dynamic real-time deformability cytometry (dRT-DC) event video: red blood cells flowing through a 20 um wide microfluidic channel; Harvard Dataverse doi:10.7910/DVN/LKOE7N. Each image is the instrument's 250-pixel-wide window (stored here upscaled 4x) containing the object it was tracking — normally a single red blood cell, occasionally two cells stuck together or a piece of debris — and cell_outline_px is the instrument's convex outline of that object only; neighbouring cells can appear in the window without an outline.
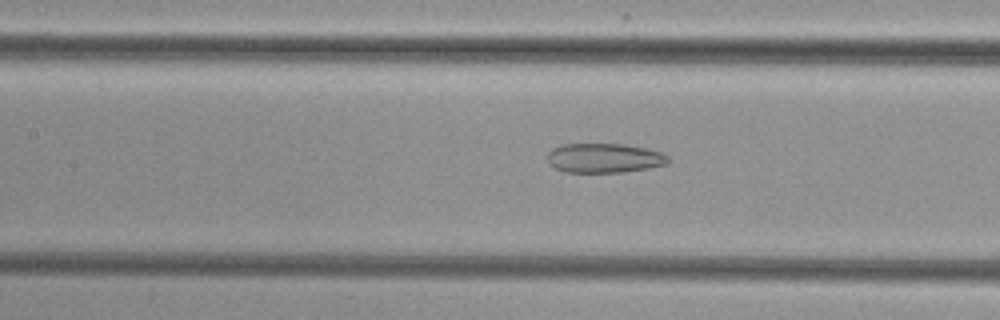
{"species": "common noctule bat (a hibernating species)", "species_latin": "Nyctalus noctula", "temperature_condition": "cold", "stored_images_in_passage": 40, "camera_frame_rate_fps": 3000, "um_per_image_px": 0.085, "animal": {"sex": "female", "body_mass_g": 29.2, "forearm_length_mm": 56.3}, "frame": {"image": 1, "passage_image": 12, "time_ms": 3.667, "image_size_px": [1000, 320], "cell_outline_px": [[668, 164], [648, 168], [624, 172], [564, 172], [548, 164], [548, 152], [552, 148], [560, 144], [624, 144], [644, 148], [660, 152], [668, 156]], "centroid_in_image_um": [51.33, 13.43], "position_along_channel_um": 156.1, "area_um2": 20.75}}
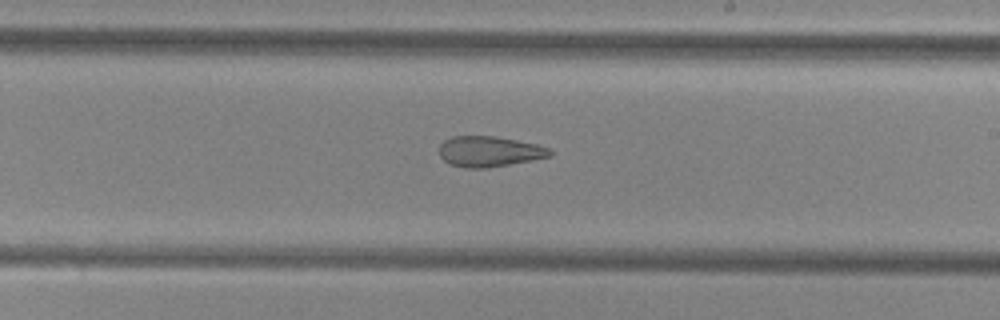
{"frame": {"image": 2, "passage_image": 19, "time_ms": 6.0, "image_size_px": [1000, 320], "cell_outline_px": [[552, 156], [532, 160], [488, 168], [464, 168], [448, 164], [440, 156], [440, 144], [444, 140], [452, 136], [496, 136], [536, 144], [552, 148]], "centroid_in_image_um": [41.59, 12.88], "position_along_channel_um": 247.4, "area_um2": 19.88}}
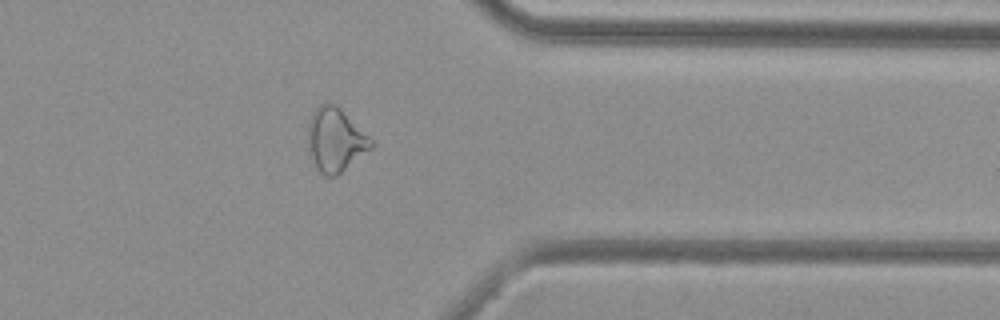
{"frame": {"image": 3, "passage_image": 30, "time_ms": 9.667, "image_size_px": [1000, 320], "cell_outline_px": [[376, 144], [372, 148], [336, 176], [324, 176], [316, 168], [308, 144], [308, 120], [312, 112], [324, 100], [328, 100], [336, 104]], "centroid_in_image_um": [28.49, 11.85], "position_along_channel_um": 382.9, "area_um2": 23.41}}